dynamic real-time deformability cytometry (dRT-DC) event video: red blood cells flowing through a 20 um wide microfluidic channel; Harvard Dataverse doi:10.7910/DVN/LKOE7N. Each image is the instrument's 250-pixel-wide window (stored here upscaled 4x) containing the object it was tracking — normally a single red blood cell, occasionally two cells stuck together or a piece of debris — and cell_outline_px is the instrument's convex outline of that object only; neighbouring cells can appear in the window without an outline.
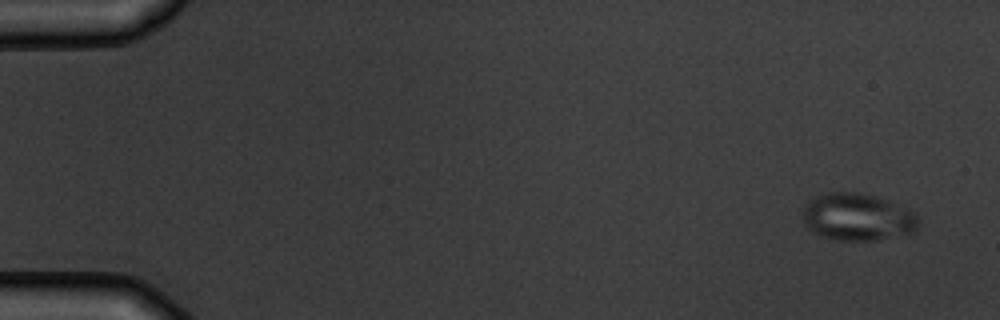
{"species": "common noctule bat (a hibernating species)", "species_latin": "Nyctalus noctula", "temperature_condition": "warm", "stored_images_in_passage": 4, "camera_frame_rate_fps": 3000, "um_per_image_px": 0.085, "animal": {"sex": "male", "body_mass_g": 19.5, "forearm_length_mm": 54.6}, "frame": {"image": 1, "passage_image": 1, "time_ms": 0.0, "image_size_px": [1000, 320], "cell_outline_px": [[920, 220], [916, 232], [876, 240], [836, 240], [820, 236], [812, 232], [804, 224], [804, 204], [816, 196], [828, 192], [860, 192], [876, 196], [888, 200], [908, 208], [916, 212], [920, 216]], "centroid_in_image_um": [72.93, 18.44], "position_along_channel_um": 12.1, "area_um2": 32.37}}